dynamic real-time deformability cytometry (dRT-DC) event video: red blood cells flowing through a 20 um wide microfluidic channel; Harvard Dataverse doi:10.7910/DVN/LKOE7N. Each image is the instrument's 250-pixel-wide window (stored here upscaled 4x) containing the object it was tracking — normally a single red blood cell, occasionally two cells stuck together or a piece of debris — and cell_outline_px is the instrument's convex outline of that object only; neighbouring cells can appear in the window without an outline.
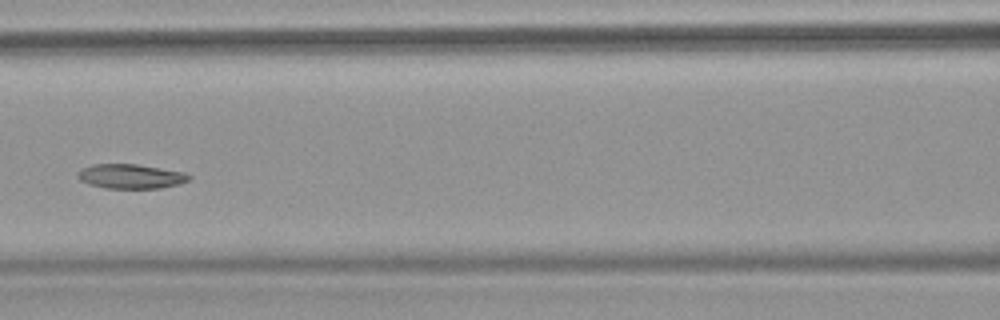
{"species": "common noctule bat (a hibernating species)", "species_latin": "Nyctalus noctula", "temperature_condition": "warm", "stored_images_in_passage": 6, "camera_frame_rate_fps": 3000, "um_per_image_px": 0.085, "animal": {"sex": "female", "body_mass_g": 18.4}, "frame": {"image": 1, "passage_image": 5, "time_ms": 5.0, "image_size_px": [1000, 320], "cell_outline_px": [[192, 176], [188, 180], [176, 184], [160, 188], [104, 188], [88, 184], [80, 180], [76, 176], [76, 172], [80, 168], [92, 164], [136, 164], [184, 172]], "centroid_in_image_um": [11.03, 14.98], "position_along_channel_um": 155.6, "area_um2": 15.9}}
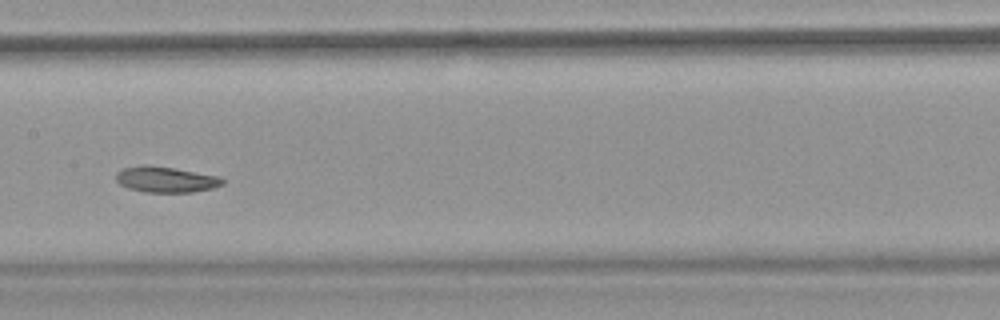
{"frame": {"image": 2, "passage_image": 6, "time_ms": 6.0, "image_size_px": [1000, 320], "cell_outline_px": [[224, 184], [212, 188], [192, 192], [144, 192], [128, 188], [120, 184], [116, 180], [116, 172], [124, 168], [144, 164], [172, 168], [220, 176], [224, 180]], "centroid_in_image_um": [14.09, 15.26], "position_along_channel_um": 193.3, "area_um2": 15.95}}